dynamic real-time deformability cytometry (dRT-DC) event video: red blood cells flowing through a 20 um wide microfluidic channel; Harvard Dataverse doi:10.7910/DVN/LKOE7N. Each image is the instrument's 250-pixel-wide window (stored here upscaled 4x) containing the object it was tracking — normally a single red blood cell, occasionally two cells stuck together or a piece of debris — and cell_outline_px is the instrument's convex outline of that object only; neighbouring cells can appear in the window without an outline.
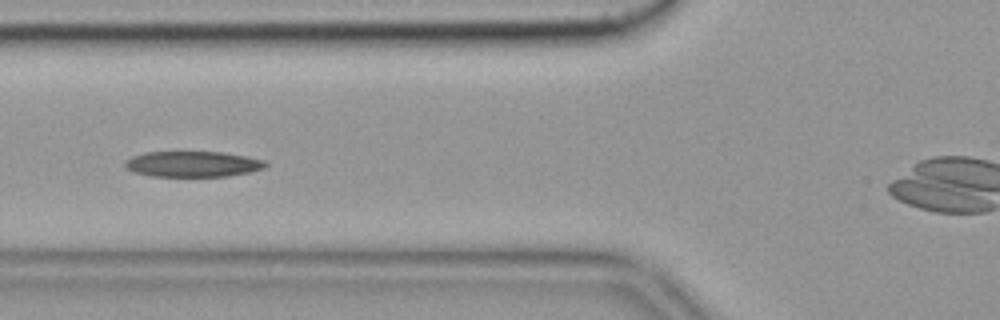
{"species": "common noctule bat (a hibernating species)", "species_latin": "Nyctalus noctula", "temperature_condition": "cold", "stored_images_in_passage": 51, "camera_frame_rate_fps": 3000, "um_per_image_px": 0.085, "animal": {"sex": "female", "body_mass_g": 19.9}, "frame": {"image": 1, "passage_image": 15, "time_ms": 4.667, "image_size_px": [1000, 320], "cell_outline_px": [[268, 164], [264, 168], [248, 172], [228, 176], [152, 176], [132, 172], [124, 168], [124, 164], [132, 156], [144, 152], [224, 152], [248, 156], [264, 160]], "centroid_in_image_um": [16.37, 13.94], "position_along_channel_um": 109.4, "area_um2": 21.1}, "authors_computed_cell_mechanics": {"area_um2": 21.675, "velocity_mm_per_s": 3.5135, "shape_relaxation_time_tau1_ms": 7.8738, "shape_relaxation_time_tau2_ms": 3.6116, "deformation_change_tau1": 0.187, "deformation_change_tau2": 0.1068}}